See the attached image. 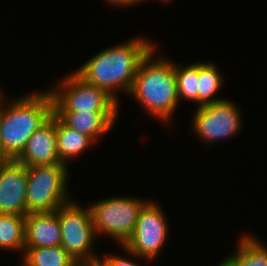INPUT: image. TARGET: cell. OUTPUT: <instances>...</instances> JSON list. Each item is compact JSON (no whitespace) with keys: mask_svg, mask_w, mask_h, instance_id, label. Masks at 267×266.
<instances>
[{"mask_svg":"<svg viewBox=\"0 0 267 266\" xmlns=\"http://www.w3.org/2000/svg\"><path fill=\"white\" fill-rule=\"evenodd\" d=\"M147 202L136 197L113 196L89 205L96 235L110 236L122 247L132 235L139 212Z\"/></svg>","mask_w":267,"mask_h":266,"instance_id":"cell-6","label":"cell"},{"mask_svg":"<svg viewBox=\"0 0 267 266\" xmlns=\"http://www.w3.org/2000/svg\"><path fill=\"white\" fill-rule=\"evenodd\" d=\"M64 163L27 167V213L53 212L69 203V172Z\"/></svg>","mask_w":267,"mask_h":266,"instance_id":"cell-4","label":"cell"},{"mask_svg":"<svg viewBox=\"0 0 267 266\" xmlns=\"http://www.w3.org/2000/svg\"><path fill=\"white\" fill-rule=\"evenodd\" d=\"M61 239L58 209L25 216L24 248L58 246Z\"/></svg>","mask_w":267,"mask_h":266,"instance_id":"cell-12","label":"cell"},{"mask_svg":"<svg viewBox=\"0 0 267 266\" xmlns=\"http://www.w3.org/2000/svg\"><path fill=\"white\" fill-rule=\"evenodd\" d=\"M27 167L62 163L57 153L55 114L28 139L23 152L15 159Z\"/></svg>","mask_w":267,"mask_h":266,"instance_id":"cell-11","label":"cell"},{"mask_svg":"<svg viewBox=\"0 0 267 266\" xmlns=\"http://www.w3.org/2000/svg\"><path fill=\"white\" fill-rule=\"evenodd\" d=\"M222 74L214 62H198V105L214 103L225 98L214 97L223 83Z\"/></svg>","mask_w":267,"mask_h":266,"instance_id":"cell-17","label":"cell"},{"mask_svg":"<svg viewBox=\"0 0 267 266\" xmlns=\"http://www.w3.org/2000/svg\"><path fill=\"white\" fill-rule=\"evenodd\" d=\"M239 110L233 101L226 98L199 106L193 113L191 129L205 144L234 137L242 125Z\"/></svg>","mask_w":267,"mask_h":266,"instance_id":"cell-9","label":"cell"},{"mask_svg":"<svg viewBox=\"0 0 267 266\" xmlns=\"http://www.w3.org/2000/svg\"><path fill=\"white\" fill-rule=\"evenodd\" d=\"M2 87L0 88V101L5 97Z\"/></svg>","mask_w":267,"mask_h":266,"instance_id":"cell-24","label":"cell"},{"mask_svg":"<svg viewBox=\"0 0 267 266\" xmlns=\"http://www.w3.org/2000/svg\"><path fill=\"white\" fill-rule=\"evenodd\" d=\"M53 112H119L120 105L104 90L87 83L75 71L49 89Z\"/></svg>","mask_w":267,"mask_h":266,"instance_id":"cell-5","label":"cell"},{"mask_svg":"<svg viewBox=\"0 0 267 266\" xmlns=\"http://www.w3.org/2000/svg\"><path fill=\"white\" fill-rule=\"evenodd\" d=\"M0 101V141L4 151L15 160L24 150L28 139L53 114V99L49 90L31 92L10 104Z\"/></svg>","mask_w":267,"mask_h":266,"instance_id":"cell-3","label":"cell"},{"mask_svg":"<svg viewBox=\"0 0 267 266\" xmlns=\"http://www.w3.org/2000/svg\"><path fill=\"white\" fill-rule=\"evenodd\" d=\"M19 266H73L77 262L61 246L24 248Z\"/></svg>","mask_w":267,"mask_h":266,"instance_id":"cell-16","label":"cell"},{"mask_svg":"<svg viewBox=\"0 0 267 266\" xmlns=\"http://www.w3.org/2000/svg\"><path fill=\"white\" fill-rule=\"evenodd\" d=\"M27 166L12 160L0 167V213L25 217Z\"/></svg>","mask_w":267,"mask_h":266,"instance_id":"cell-10","label":"cell"},{"mask_svg":"<svg viewBox=\"0 0 267 266\" xmlns=\"http://www.w3.org/2000/svg\"><path fill=\"white\" fill-rule=\"evenodd\" d=\"M77 203L72 200L58 208L61 246L76 262L95 264L99 256L91 247L98 236L94 230L90 208H84Z\"/></svg>","mask_w":267,"mask_h":266,"instance_id":"cell-7","label":"cell"},{"mask_svg":"<svg viewBox=\"0 0 267 266\" xmlns=\"http://www.w3.org/2000/svg\"><path fill=\"white\" fill-rule=\"evenodd\" d=\"M73 266H95V264L88 263V262H77Z\"/></svg>","mask_w":267,"mask_h":266,"instance_id":"cell-23","label":"cell"},{"mask_svg":"<svg viewBox=\"0 0 267 266\" xmlns=\"http://www.w3.org/2000/svg\"><path fill=\"white\" fill-rule=\"evenodd\" d=\"M156 49L154 46L139 63L128 95L141 104L147 114L167 124L179 105L175 63L162 56L157 58Z\"/></svg>","mask_w":267,"mask_h":266,"instance_id":"cell-2","label":"cell"},{"mask_svg":"<svg viewBox=\"0 0 267 266\" xmlns=\"http://www.w3.org/2000/svg\"><path fill=\"white\" fill-rule=\"evenodd\" d=\"M175 74L179 102L184 99L198 104V63L184 67L175 63Z\"/></svg>","mask_w":267,"mask_h":266,"instance_id":"cell-19","label":"cell"},{"mask_svg":"<svg viewBox=\"0 0 267 266\" xmlns=\"http://www.w3.org/2000/svg\"><path fill=\"white\" fill-rule=\"evenodd\" d=\"M95 266H140V264H137V262L132 261L130 258H123L119 255H107L104 258L98 257Z\"/></svg>","mask_w":267,"mask_h":266,"instance_id":"cell-20","label":"cell"},{"mask_svg":"<svg viewBox=\"0 0 267 266\" xmlns=\"http://www.w3.org/2000/svg\"><path fill=\"white\" fill-rule=\"evenodd\" d=\"M160 1L163 3H167V2L172 1V0H160Z\"/></svg>","mask_w":267,"mask_h":266,"instance_id":"cell-25","label":"cell"},{"mask_svg":"<svg viewBox=\"0 0 267 266\" xmlns=\"http://www.w3.org/2000/svg\"><path fill=\"white\" fill-rule=\"evenodd\" d=\"M25 217L0 213V249L24 253ZM21 251V252H20Z\"/></svg>","mask_w":267,"mask_h":266,"instance_id":"cell-18","label":"cell"},{"mask_svg":"<svg viewBox=\"0 0 267 266\" xmlns=\"http://www.w3.org/2000/svg\"><path fill=\"white\" fill-rule=\"evenodd\" d=\"M168 221L164 211L154 201H148L140 210L134 231L122 246L125 253L146 261L159 256L168 238Z\"/></svg>","mask_w":267,"mask_h":266,"instance_id":"cell-8","label":"cell"},{"mask_svg":"<svg viewBox=\"0 0 267 266\" xmlns=\"http://www.w3.org/2000/svg\"><path fill=\"white\" fill-rule=\"evenodd\" d=\"M106 3H109V5L115 6L117 8L118 7H133L134 5H137L143 1L146 0H106Z\"/></svg>","mask_w":267,"mask_h":266,"instance_id":"cell-21","label":"cell"},{"mask_svg":"<svg viewBox=\"0 0 267 266\" xmlns=\"http://www.w3.org/2000/svg\"><path fill=\"white\" fill-rule=\"evenodd\" d=\"M12 159L8 156V154L4 151L2 143L0 141V167H3L9 164Z\"/></svg>","mask_w":267,"mask_h":266,"instance_id":"cell-22","label":"cell"},{"mask_svg":"<svg viewBox=\"0 0 267 266\" xmlns=\"http://www.w3.org/2000/svg\"><path fill=\"white\" fill-rule=\"evenodd\" d=\"M236 252L223 259L224 266H267V247L257 237L241 236Z\"/></svg>","mask_w":267,"mask_h":266,"instance_id":"cell-15","label":"cell"},{"mask_svg":"<svg viewBox=\"0 0 267 266\" xmlns=\"http://www.w3.org/2000/svg\"><path fill=\"white\" fill-rule=\"evenodd\" d=\"M55 131L57 136V153L60 161L68 165V160L77 158L94 141L78 130L69 128L55 115Z\"/></svg>","mask_w":267,"mask_h":266,"instance_id":"cell-14","label":"cell"},{"mask_svg":"<svg viewBox=\"0 0 267 266\" xmlns=\"http://www.w3.org/2000/svg\"><path fill=\"white\" fill-rule=\"evenodd\" d=\"M66 126L78 130L94 142L111 130L119 112H53ZM100 135V136H99Z\"/></svg>","mask_w":267,"mask_h":266,"instance_id":"cell-13","label":"cell"},{"mask_svg":"<svg viewBox=\"0 0 267 266\" xmlns=\"http://www.w3.org/2000/svg\"><path fill=\"white\" fill-rule=\"evenodd\" d=\"M155 44L146 38H133L105 48L74 70L87 83L104 90L118 104L119 90L131 91L141 60ZM117 94H116V92Z\"/></svg>","mask_w":267,"mask_h":266,"instance_id":"cell-1","label":"cell"}]
</instances>
